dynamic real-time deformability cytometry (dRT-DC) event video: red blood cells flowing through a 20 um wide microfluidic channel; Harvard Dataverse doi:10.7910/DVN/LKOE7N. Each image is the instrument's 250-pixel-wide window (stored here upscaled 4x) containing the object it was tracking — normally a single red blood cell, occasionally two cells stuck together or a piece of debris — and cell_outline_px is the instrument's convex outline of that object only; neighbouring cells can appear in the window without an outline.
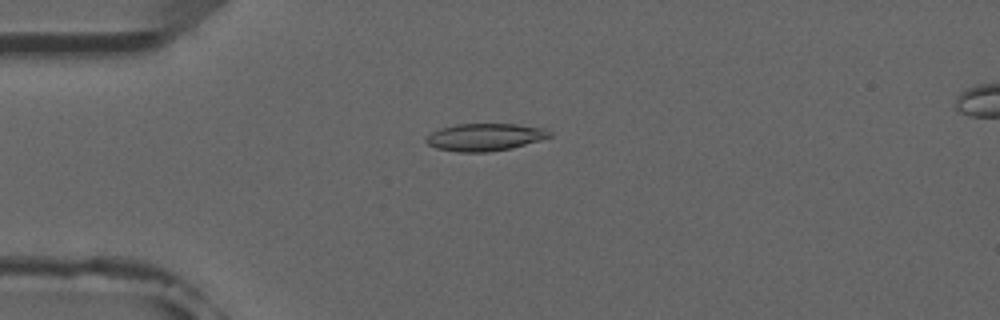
{"species": "common noctule bat (a hibernating species)", "species_latin": "Nyctalus noctula", "temperature_condition": "room temperature", "stored_images_in_passage": 6, "camera_frame_rate_fps": 3000, "um_per_image_px": 0.085, "animal": {"sex": "male", "forearm_length_mm": 52.5}, "frame": {"image": 1, "passage_image": 3, "time_ms": 2.333, "image_size_px": [1000, 320], "cell_outline_px": [[552, 136], [540, 140], [512, 148], [488, 152], [456, 152], [436, 148], [428, 144], [424, 140], [424, 136], [440, 128], [456, 124], [516, 124], [544, 128], [552, 132]], "centroid_in_image_um": [41.19, 11.65], "position_along_channel_um": 43.8, "area_um2": 19.88}}
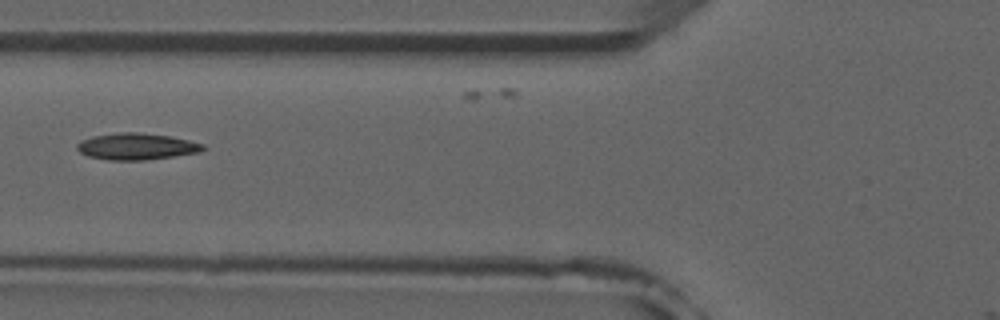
{"frame": {"image": 2, "passage_image": 5, "time_ms": 4.667, "image_size_px": [1000, 320], "cell_outline_px": [[208, 148], [200, 152], [144, 160], [108, 160], [88, 156], [80, 152], [76, 148], [76, 144], [80, 140], [92, 136], [124, 132], [136, 132], [168, 136], [188, 140], [204, 144]], "centroid_in_image_um": [11.59, 12.45], "position_along_channel_um": 114.2, "area_um2": 19.42}}